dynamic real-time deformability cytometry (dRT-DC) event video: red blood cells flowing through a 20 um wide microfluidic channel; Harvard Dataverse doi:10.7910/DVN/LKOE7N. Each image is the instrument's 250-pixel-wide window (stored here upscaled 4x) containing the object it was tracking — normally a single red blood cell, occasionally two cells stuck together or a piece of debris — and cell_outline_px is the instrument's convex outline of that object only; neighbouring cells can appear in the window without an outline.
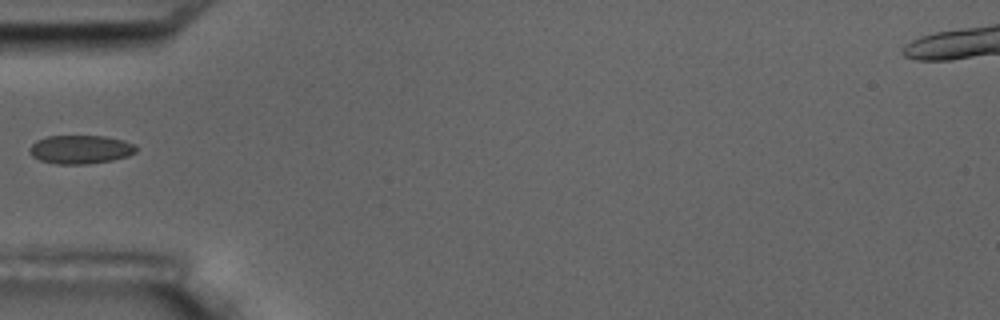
{"species": "common noctule bat (a hibernating species)", "species_latin": "Nyctalus noctula", "temperature_condition": "room temperature", "stored_images_in_passage": 17, "camera_frame_rate_fps": 3000, "um_per_image_px": 0.085, "animal": {"sex": "male", "body_mass_g": 17.5, "forearm_length_mm": 52.3}, "frame": {"image": 1, "passage_image": 6, "time_ms": 5.667, "image_size_px": [1000, 320], "cell_outline_px": [[136, 152], [128, 156], [112, 160], [84, 164], [56, 164], [40, 160], [32, 156], [28, 152], [28, 148], [36, 140], [48, 136], [104, 136], [124, 140], [136, 144]], "centroid_in_image_um": [6.83, 12.7], "position_along_channel_um": 78.2, "area_um2": 17.86}}
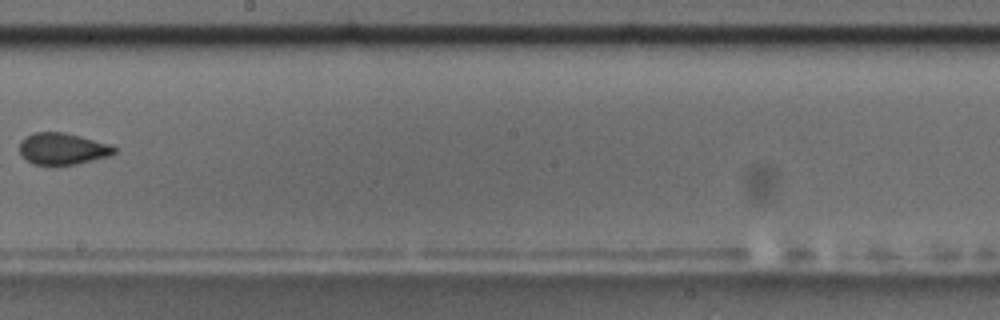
{"frame": {"image": 2, "passage_image": 10, "time_ms": 10.333, "image_size_px": [1000, 320], "cell_outline_px": [[116, 152], [112, 156], [76, 164], [32, 164], [20, 156], [20, 140], [24, 136], [32, 132], [64, 132], [112, 144], [116, 148]], "centroid_in_image_um": [5.32, 12.63], "position_along_channel_um": 242.9, "area_um2": 17.74}, "authors_computed_cell_mechanics": {"area_um2": 17.8602, "velocity_mm_per_s": 3.5376, "shape_relaxation_time_tau1_ms": null, "shape_relaxation_time_tau2_ms": 1.4099, "deformation_change_tau1": null, "deformation_change_tau2": 0.059}}